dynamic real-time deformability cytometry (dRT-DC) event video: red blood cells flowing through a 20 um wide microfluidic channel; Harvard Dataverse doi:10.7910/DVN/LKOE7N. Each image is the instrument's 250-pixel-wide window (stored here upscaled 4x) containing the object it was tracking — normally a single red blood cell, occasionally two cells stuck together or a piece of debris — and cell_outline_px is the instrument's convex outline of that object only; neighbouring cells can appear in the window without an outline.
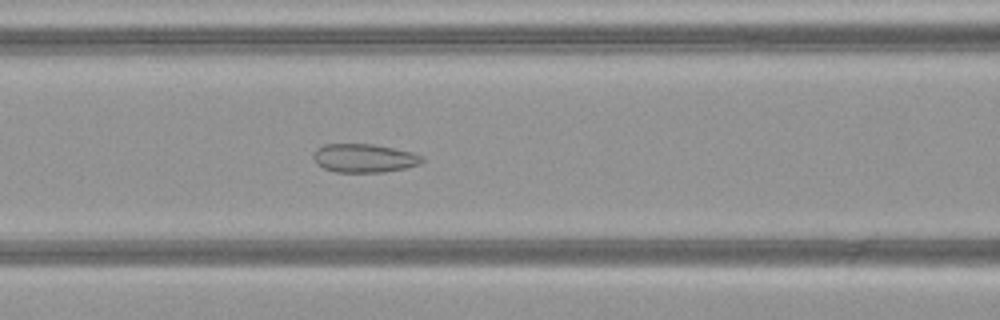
{"species": "common noctule bat (a hibernating species)", "species_latin": "Nyctalus noctula", "temperature_condition": "warm", "stored_images_in_passage": 49, "camera_frame_rate_fps": 3000, "um_per_image_px": 0.085, "animal": {"sex": "female", "body_mass_g": 21.9}, "frame": {"image": 1, "passage_image": 21, "time_ms": 6.667, "image_size_px": [1000, 320], "cell_outline_px": [[424, 160], [420, 164], [404, 168], [384, 172], [336, 172], [324, 168], [316, 164], [312, 156], [316, 148], [324, 144], [372, 144], [412, 152], [424, 156]], "centroid_in_image_um": [30.94, 13.44], "position_along_channel_um": 135.7, "area_um2": 18.15}}
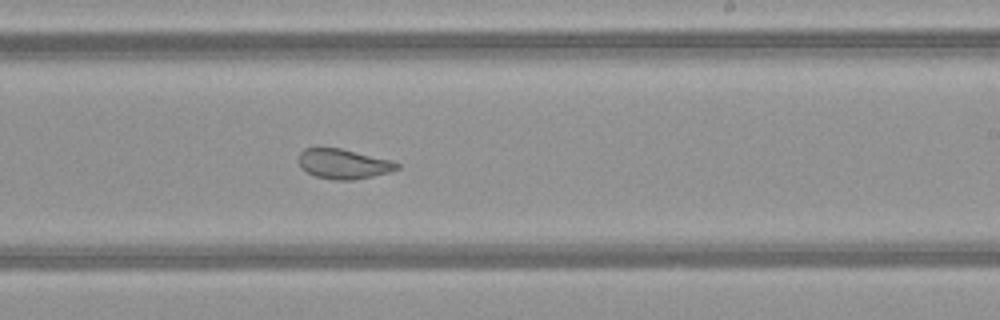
{"frame": {"image": 2, "passage_image": 30, "time_ms": 9.667, "image_size_px": [1000, 320], "cell_outline_px": [[400, 168], [388, 172], [372, 176], [352, 180], [332, 180], [316, 176], [300, 168], [300, 152], [304, 148], [340, 148], [392, 160], [400, 164]], "centroid_in_image_um": [29.21, 13.93], "position_along_channel_um": 259.8, "area_um2": 16.99}}
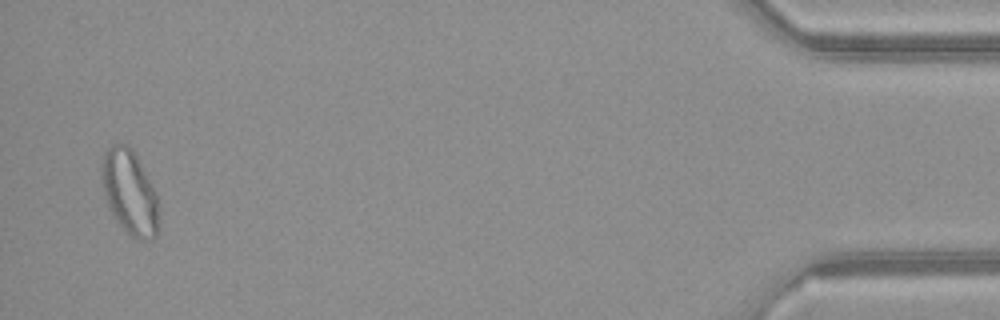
{"frame": {"image": 3, "passage_image": 48, "time_ms": 15.667, "image_size_px": [1000, 320], "cell_outline_px": [[160, 224], [156, 236], [136, 240], [116, 220], [104, 196], [100, 176], [100, 164], [108, 148], [112, 144], [128, 144], [132, 148], [156, 192]], "centroid_in_image_um": [11.01, 16.32], "position_along_channel_um": 424.2, "area_um2": 28.09}, "authors_computed_cell_mechanics": {"area_um2": 22.6576, "velocity_mm_per_s": 4.1452, "shape_relaxation_time_tau1_ms": null, "shape_relaxation_time_tau2_ms": 1.0644, "deformation_change_tau1": null, "deformation_change_tau2": 0.0661}}